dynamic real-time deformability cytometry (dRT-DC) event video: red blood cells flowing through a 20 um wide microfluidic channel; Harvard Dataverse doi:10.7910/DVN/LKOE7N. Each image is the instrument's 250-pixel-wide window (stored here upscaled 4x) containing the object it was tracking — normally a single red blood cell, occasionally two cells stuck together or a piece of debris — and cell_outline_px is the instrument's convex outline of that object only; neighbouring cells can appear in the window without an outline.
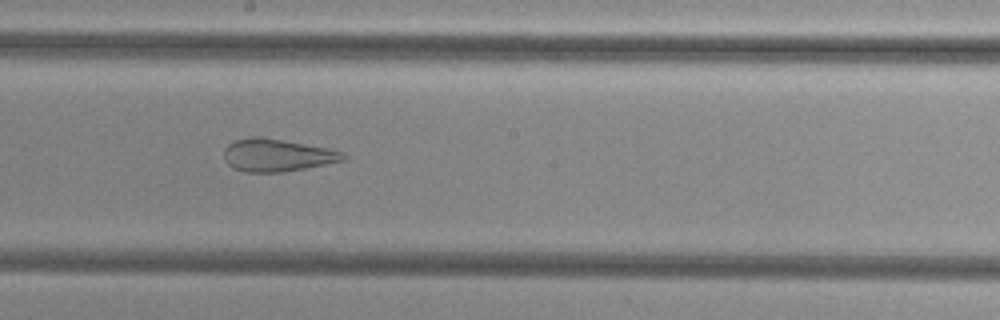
{"species": "common noctule bat (a hibernating species)", "species_latin": "Nyctalus noctula", "temperature_condition": "cold", "stored_images_in_passage": 38, "camera_frame_rate_fps": 3000, "um_per_image_px": 0.085, "animal": {"sex": "female", "body_mass_g": 29.2, "forearm_length_mm": 56.3}, "frame": {"image": 1, "passage_image": 15, "time_ms": 4.667, "image_size_px": [1000, 320], "cell_outline_px": [[348, 156], [344, 160], [308, 168], [284, 172], [244, 172], [232, 168], [224, 160], [224, 148], [232, 140], [252, 136], [260, 136], [328, 148], [344, 152]], "centroid_in_image_um": [23.53, 13.19], "position_along_channel_um": 224.7, "area_um2": 22.95}}
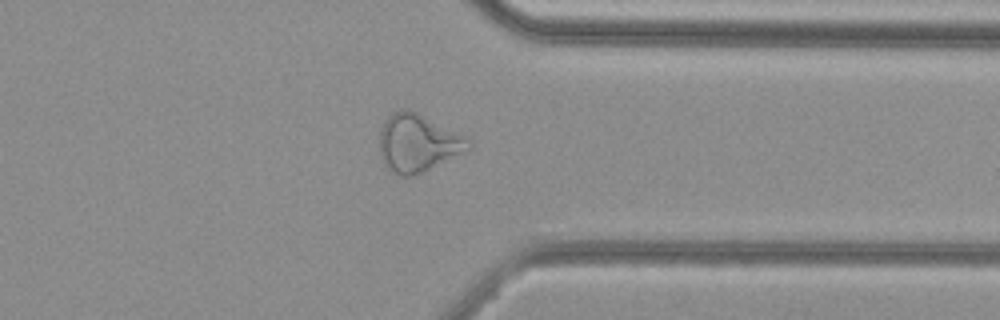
{"frame": {"image": 2, "passage_image": 27, "time_ms": 8.667, "image_size_px": [1000, 320], "cell_outline_px": [[472, 148], [420, 172], [408, 176], [400, 176], [388, 172], [380, 156], [380, 132], [384, 120], [392, 112], [400, 108], [408, 108], [472, 140]], "centroid_in_image_um": [35.46, 12.14], "position_along_channel_um": 375.9, "area_um2": 29.65}}
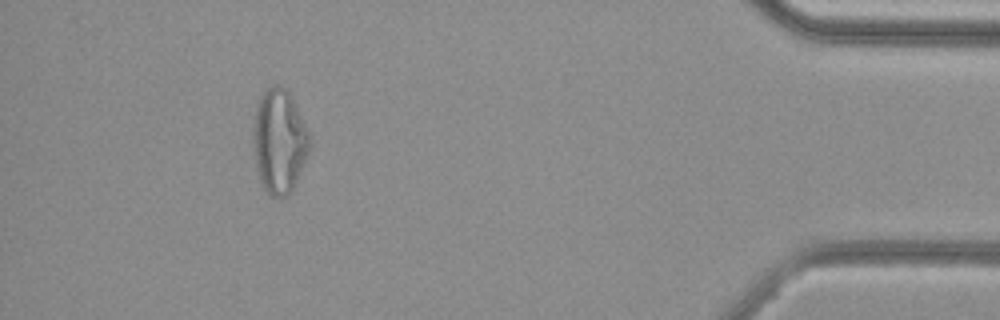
{"frame": {"image": 3, "passage_image": 34, "time_ms": 11.0, "image_size_px": [1000, 320], "cell_outline_px": [[312, 140], [308, 152], [296, 180], [292, 188], [284, 196], [272, 196], [260, 184], [256, 164], [252, 140], [252, 132], [256, 108], [264, 92], [272, 84], [280, 84], [288, 92], [312, 136]], "centroid_in_image_um": [23.73, 11.98], "position_along_channel_um": 411.5, "area_um2": 33.87}, "authors_computed_cell_mechanics": {"area_um2": 28.033, "velocity_mm_per_s": 3.8512, "shape_relaxation_time_tau1_ms": null, "shape_relaxation_time_tau2_ms": 1.4889, "deformation_change_tau1": null, "deformation_change_tau2": 0.108}}